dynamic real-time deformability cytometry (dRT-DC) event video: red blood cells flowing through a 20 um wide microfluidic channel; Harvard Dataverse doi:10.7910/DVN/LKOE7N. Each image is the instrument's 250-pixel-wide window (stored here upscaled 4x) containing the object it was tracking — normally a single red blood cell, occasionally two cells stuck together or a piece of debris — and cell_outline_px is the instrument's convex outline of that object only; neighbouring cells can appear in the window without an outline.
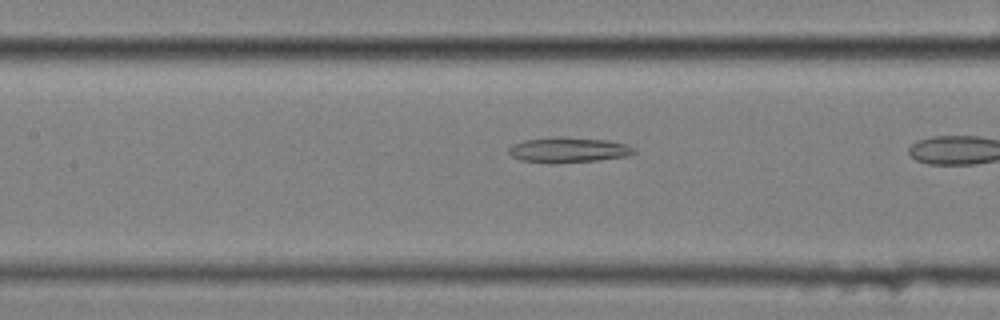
{"species": "common noctule bat (a hibernating species)", "species_latin": "Nyctalus noctula", "temperature_condition": "cold", "stored_images_in_passage": 12, "camera_frame_rate_fps": 3000, "um_per_image_px": 0.085, "animal": {"sex": "female", "body_mass_g": 25.1}, "frame": {"image": 1, "passage_image": 10, "time_ms": 3.0, "image_size_px": [1000, 320], "cell_outline_px": [[636, 152], [628, 156], [596, 160], [556, 164], [552, 164], [520, 160], [512, 156], [508, 152], [508, 148], [512, 144], [524, 140], [608, 140], [624, 144], [636, 148]], "centroid_in_image_um": [48.31, 12.81], "position_along_channel_um": 159.1, "area_um2": 17.46}}